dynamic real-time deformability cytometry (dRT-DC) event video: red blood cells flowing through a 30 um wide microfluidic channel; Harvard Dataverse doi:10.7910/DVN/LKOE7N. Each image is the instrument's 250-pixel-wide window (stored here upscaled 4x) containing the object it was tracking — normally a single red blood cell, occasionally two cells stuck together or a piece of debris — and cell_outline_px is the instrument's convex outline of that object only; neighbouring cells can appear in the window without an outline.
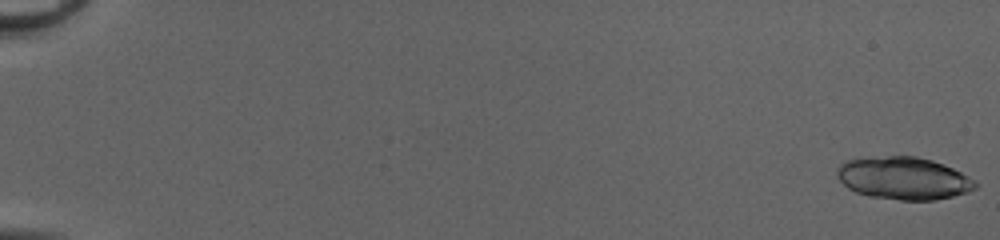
{"species": "common noctule bat (a hibernating species)", "species_latin": "Nyctalus noctula", "temperature_condition": "cold", "stored_images_in_passage": 27, "camera_frame_rate_fps": 3000, "um_per_image_px": 0.085, "animal": {"sex": "female", "body_mass_g": 20.0, "forearm_length_mm": 54.0}, "frame": {"image": 1, "passage_image": 1, "time_ms": 0.0, "image_size_px": [1000, 240], "cell_outline_px": [[976, 188], [968, 192], [936, 200], [900, 200], [868, 196], [856, 192], [848, 188], [836, 176], [836, 168], [840, 164], [848, 160], [888, 156], [916, 156], [932, 160], [952, 168], [968, 176], [976, 184]], "centroid_in_image_um": [76.78, 15.16], "position_along_channel_um": 8.2, "area_um2": 34.04}}
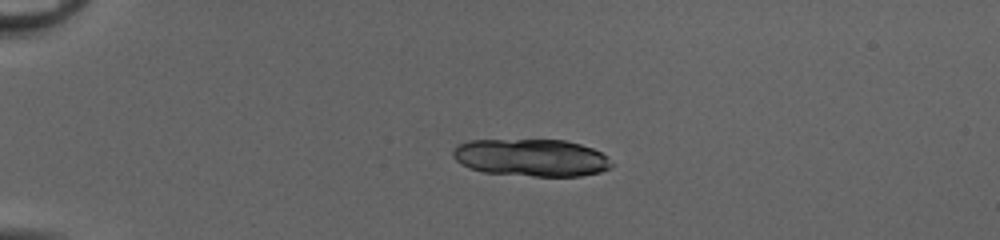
{"frame": {"image": 2, "passage_image": 14, "time_ms": 4.333, "image_size_px": [1000, 240], "cell_outline_px": [[616, 164], [612, 168], [600, 172], [580, 176], [532, 176], [484, 172], [468, 168], [460, 164], [452, 156], [452, 152], [460, 144], [468, 140], [564, 140], [580, 144], [592, 148], [600, 152]], "centroid_in_image_um": [45.18, 13.41], "position_along_channel_um": 39.8, "area_um2": 34.68}}